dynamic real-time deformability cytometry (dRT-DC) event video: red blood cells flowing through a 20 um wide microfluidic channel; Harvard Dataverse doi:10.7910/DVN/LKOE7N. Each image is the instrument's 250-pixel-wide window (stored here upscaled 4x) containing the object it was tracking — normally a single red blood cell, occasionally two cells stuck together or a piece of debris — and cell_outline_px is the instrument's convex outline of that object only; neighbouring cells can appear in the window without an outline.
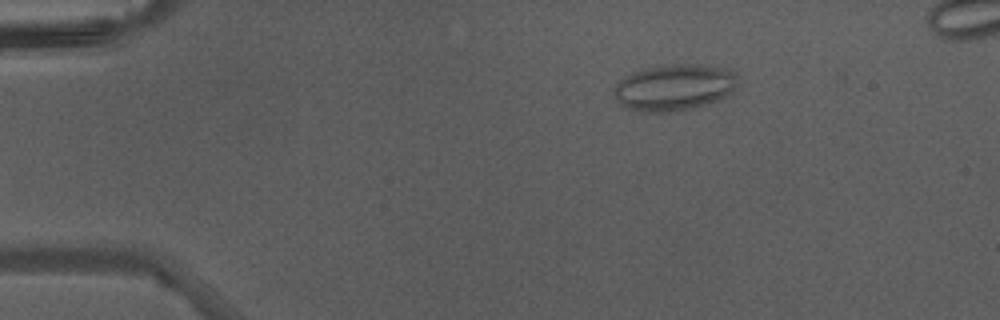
{"species": "Egyptian fruit bat (a non-hibernating species)", "species_latin": "Rousettus aegyptiacus", "temperature_condition": "warm", "stored_images_in_passage": 47, "camera_frame_rate_fps": 3000, "um_per_image_px": 0.085, "animal": {"sex": "male"}, "frame": {"image": 1, "passage_image": 9, "time_ms": 2.667, "image_size_px": [1000, 320], "cell_outline_px": [[740, 80], [732, 92], [728, 96], [720, 100], [696, 108], [668, 112], [640, 112], [628, 108], [620, 104], [616, 100], [612, 92], [612, 88], [620, 80], [632, 72], [644, 68], [668, 64], [688, 64], [724, 68], [736, 72]], "centroid_in_image_um": [57.32, 7.44], "position_along_channel_um": 27.7, "area_um2": 34.04}}
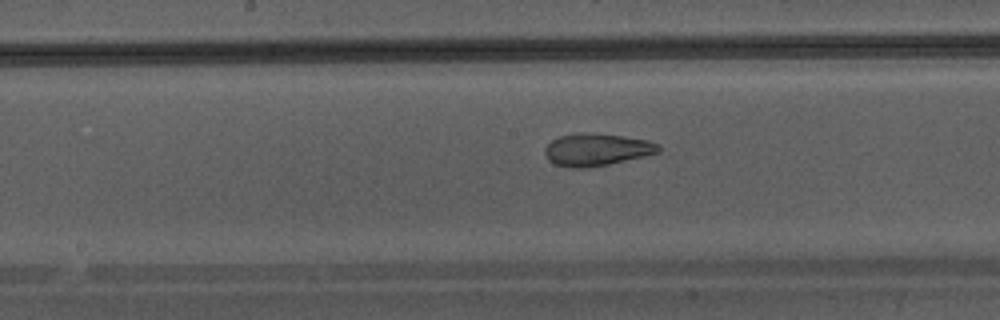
{"frame": {"image": 2, "passage_image": 25, "time_ms": 8.0, "image_size_px": [1000, 320], "cell_outline_px": [[660, 152], [644, 156], [608, 164], [588, 168], [568, 168], [556, 164], [548, 160], [544, 152], [544, 148], [552, 140], [560, 136], [576, 132], [588, 132], [624, 136], [648, 140], [660, 144]], "centroid_in_image_um": [50.7, 12.71], "position_along_channel_um": 197.5, "area_um2": 21.62}}
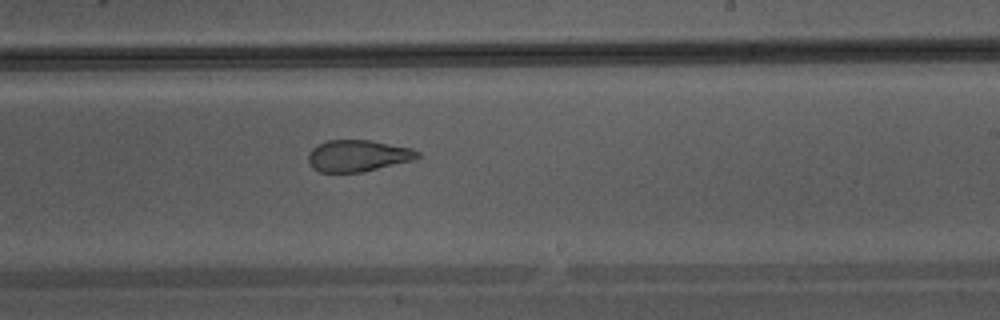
{"frame": {"image": 3, "passage_image": 29, "time_ms": 9.333, "image_size_px": [1000, 320], "cell_outline_px": [[420, 156], [416, 160], [364, 172], [320, 172], [312, 168], [308, 164], [308, 152], [312, 148], [328, 140], [368, 140], [412, 148], [420, 152]], "centroid_in_image_um": [30.44, 13.25], "position_along_channel_um": 258.6, "area_um2": 20.35}}